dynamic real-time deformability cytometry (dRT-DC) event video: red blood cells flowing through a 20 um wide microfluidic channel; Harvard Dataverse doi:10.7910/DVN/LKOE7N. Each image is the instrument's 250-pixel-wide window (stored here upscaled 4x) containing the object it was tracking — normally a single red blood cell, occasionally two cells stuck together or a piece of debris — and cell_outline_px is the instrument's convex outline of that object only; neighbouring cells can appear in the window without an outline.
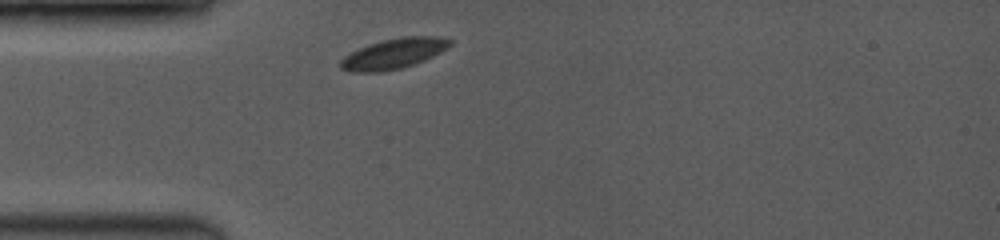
{"species": "common noctule bat (a hibernating species)", "species_latin": "Nyctalus noctula", "temperature_condition": "room temperature", "stored_images_in_passage": 22, "camera_frame_rate_fps": 3500, "um_per_image_px": 0.085, "animal": {"sex": "female", "body_mass_g": 19.0, "forearm_length_mm": 53.3}, "frame": {"image": 1, "passage_image": 1, "time_ms": 0.0, "image_size_px": [1000, 240], "cell_outline_px": [[452, 44], [440, 52], [424, 60], [400, 68], [376, 72], [352, 72], [340, 68], [340, 60], [344, 56], [368, 44], [400, 36], [444, 36], [452, 40]], "centroid_in_image_um": [33.48, 4.54], "position_along_channel_um": 51.5, "area_um2": 19.19}}
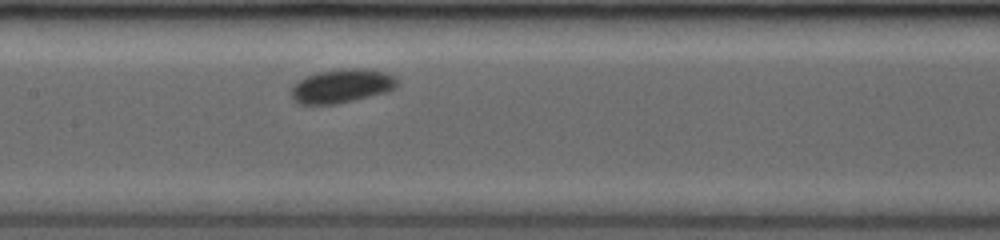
{"frame": {"image": 2, "passage_image": 14, "time_ms": 3.429, "image_size_px": [1000, 240], "cell_outline_px": [[400, 84], [396, 88], [388, 92], [336, 104], [296, 104], [292, 96], [292, 88], [300, 80], [308, 76], [320, 72], [348, 68], [360, 68], [388, 72], [396, 76]], "centroid_in_image_um": [29.14, 7.31], "position_along_channel_um": 178.3, "area_um2": 20.87}}
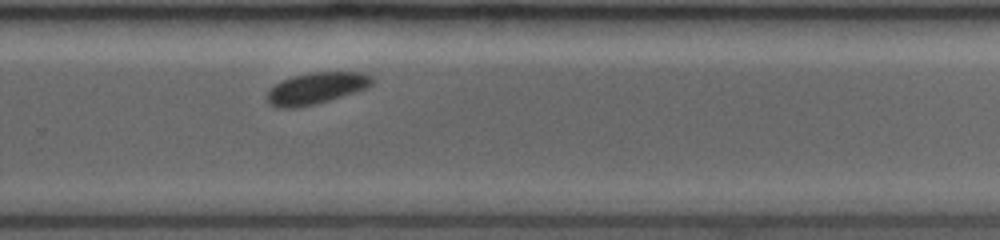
{"frame": {"image": 3, "passage_image": 22, "time_ms": 6.571, "image_size_px": [1000, 240], "cell_outline_px": [[376, 80], [368, 88], [316, 104], [296, 108], [276, 108], [268, 104], [268, 92], [276, 84], [292, 76], [308, 72], [368, 72]], "centroid_in_image_um": [26.94, 7.49], "position_along_channel_um": 302.9, "area_um2": 19.48}}